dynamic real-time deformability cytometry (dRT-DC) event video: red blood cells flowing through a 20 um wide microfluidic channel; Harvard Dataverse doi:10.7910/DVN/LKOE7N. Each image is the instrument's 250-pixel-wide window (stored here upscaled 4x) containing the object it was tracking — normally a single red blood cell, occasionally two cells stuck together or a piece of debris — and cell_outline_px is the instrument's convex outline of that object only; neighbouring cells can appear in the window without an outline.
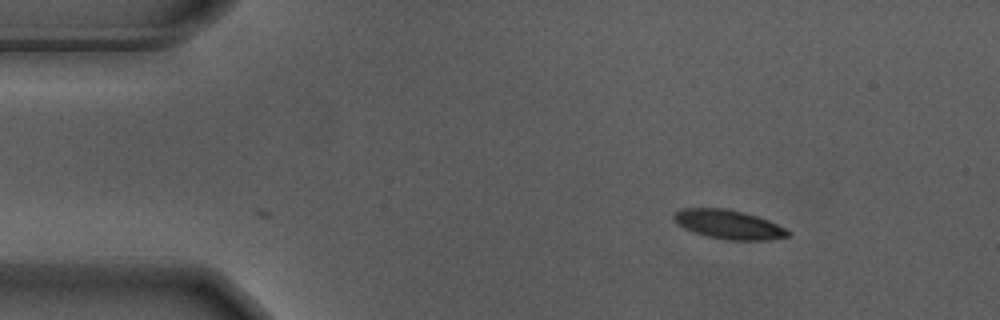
{"species": "Egyptian fruit bat (a non-hibernating species)", "species_latin": "Rousettus aegyptiacus", "temperature_condition": "warm", "stored_images_in_passage": 2, "camera_frame_rate_fps": 3000, "um_per_image_px": 0.085, "animal": {"sex": "male"}, "frame": {"image": 1, "passage_image": 2, "time_ms": 0.333, "image_size_px": [1000, 320], "cell_outline_px": [[792, 232], [788, 236], [768, 240], [728, 240], [708, 236], [684, 228], [676, 224], [672, 220], [672, 212], [680, 208], [728, 208], [744, 212], [768, 220]], "centroid_in_image_um": [61.87, 19.06], "position_along_channel_um": 23.1, "area_um2": 19.42}}